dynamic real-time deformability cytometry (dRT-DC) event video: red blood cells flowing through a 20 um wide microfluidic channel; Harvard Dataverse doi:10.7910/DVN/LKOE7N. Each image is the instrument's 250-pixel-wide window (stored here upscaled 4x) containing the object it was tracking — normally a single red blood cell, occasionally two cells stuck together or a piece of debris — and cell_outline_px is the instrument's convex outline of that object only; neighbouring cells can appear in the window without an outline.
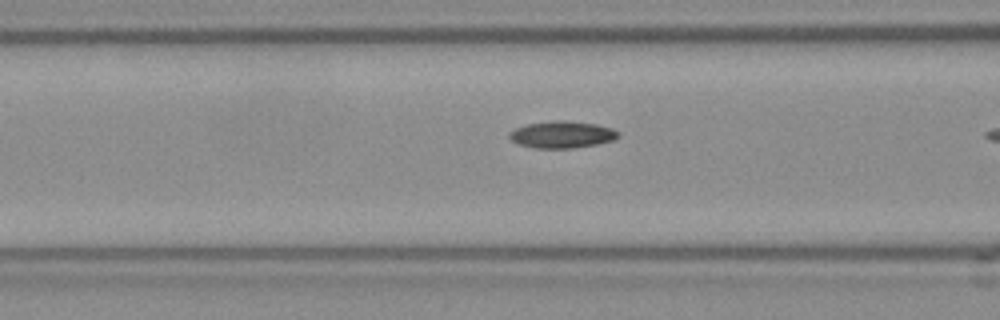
{"species": "Egyptian fruit bat (a non-hibernating species)", "species_latin": "Rousettus aegyptiacus", "temperature_condition": "room temperature", "stored_images_in_passage": 25, "segment_of_instrument_passage": [2, 2], "camera_frame_rate_fps": 3000, "um_per_image_px": 0.085, "frame": {"image": 1, "passage_image": 17, "time_ms": 5.333, "image_size_px": [1000, 320], "cell_outline_px": [[620, 136], [612, 140], [596, 144], [572, 148], [536, 148], [520, 144], [512, 140], [508, 136], [508, 132], [516, 128], [528, 124], [556, 120], [568, 120], [596, 124], [612, 128], [620, 132]], "centroid_in_image_um": [47.79, 11.43], "position_along_channel_um": 118.8, "area_um2": 16.99}}
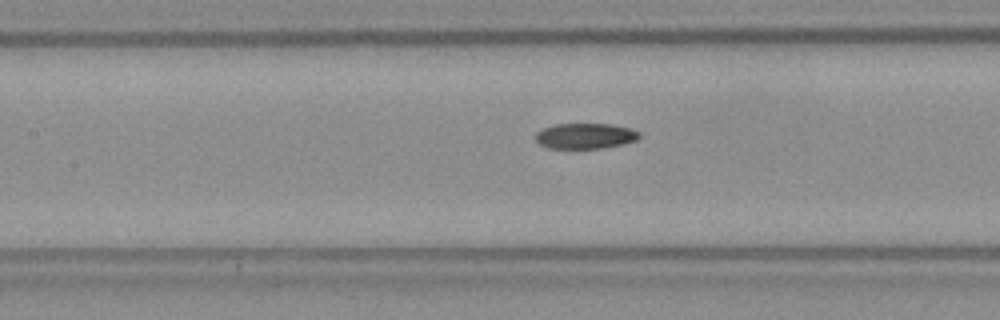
{"frame": {"image": 2, "passage_image": 20, "time_ms": 6.333, "image_size_px": [1000, 320], "cell_outline_px": [[640, 136], [636, 140], [624, 144], [604, 148], [548, 148], [540, 144], [536, 140], [536, 132], [544, 128], [556, 124], [612, 124], [632, 128], [640, 132]], "centroid_in_image_um": [49.79, 11.55], "position_along_channel_um": 157.6, "area_um2": 15.49}}